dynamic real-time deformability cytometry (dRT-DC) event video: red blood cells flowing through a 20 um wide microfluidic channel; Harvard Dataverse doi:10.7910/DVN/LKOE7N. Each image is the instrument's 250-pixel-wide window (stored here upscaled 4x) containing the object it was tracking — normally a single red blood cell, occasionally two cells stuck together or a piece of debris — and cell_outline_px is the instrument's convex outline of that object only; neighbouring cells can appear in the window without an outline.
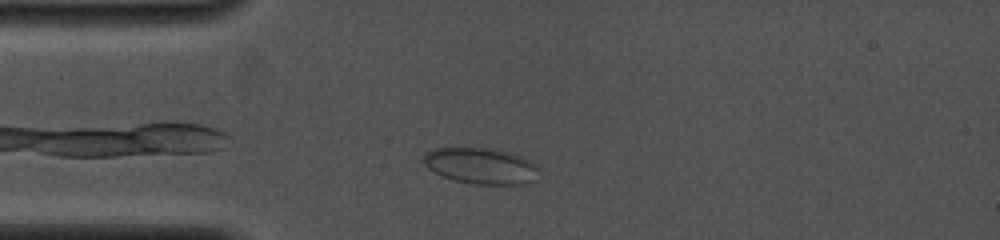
{"species": "common noctule bat (a hibernating species)", "species_latin": "Nyctalus noctula", "temperature_condition": "cold", "stored_images_in_passage": 45, "camera_frame_rate_fps": 4000, "um_per_image_px": 0.085, "animal": {"sex": "female", "body_mass_g": 19.0, "forearm_length_mm": 53.3}, "frame": {"image": 1, "passage_image": 4, "time_ms": 0.75, "image_size_px": [1000, 240], "cell_outline_px": [[540, 168], [532, 180], [528, 184], [472, 184], [456, 180], [444, 176], [428, 168], [420, 160], [432, 148], [488, 148], [508, 152], [520, 156], [536, 164]], "centroid_in_image_um": [40.87, 14.09], "position_along_channel_um": 44.1, "area_um2": 24.04}}
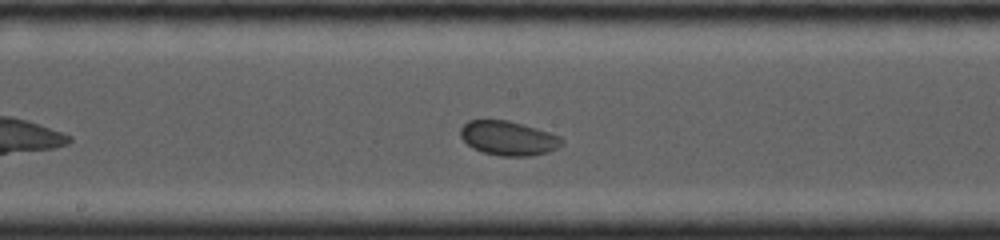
{"frame": {"image": 2, "passage_image": 21, "time_ms": 5.0, "image_size_px": [1000, 240], "cell_outline_px": [[564, 144], [548, 152], [528, 156], [500, 156], [484, 152], [472, 148], [460, 136], [460, 128], [468, 120], [508, 120], [536, 128], [560, 136], [564, 140]], "centroid_in_image_um": [43.21, 11.74], "position_along_channel_um": 205.0, "area_um2": 20.23}}
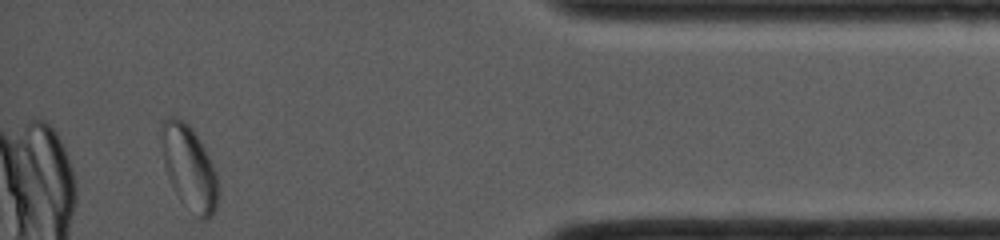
{"frame": {"image": 3, "passage_image": 45, "time_ms": 11.0, "image_size_px": [1000, 240], "cell_outline_px": [[216, 208], [212, 216], [208, 220], [200, 220], [196, 216], [176, 192], [168, 176], [164, 164], [164, 120], [172, 116], [176, 116], [184, 120], [192, 128], [204, 148], [216, 172]], "centroid_in_image_um": [16.12, 14.28], "position_along_channel_um": 419.1, "area_um2": 26.47}}